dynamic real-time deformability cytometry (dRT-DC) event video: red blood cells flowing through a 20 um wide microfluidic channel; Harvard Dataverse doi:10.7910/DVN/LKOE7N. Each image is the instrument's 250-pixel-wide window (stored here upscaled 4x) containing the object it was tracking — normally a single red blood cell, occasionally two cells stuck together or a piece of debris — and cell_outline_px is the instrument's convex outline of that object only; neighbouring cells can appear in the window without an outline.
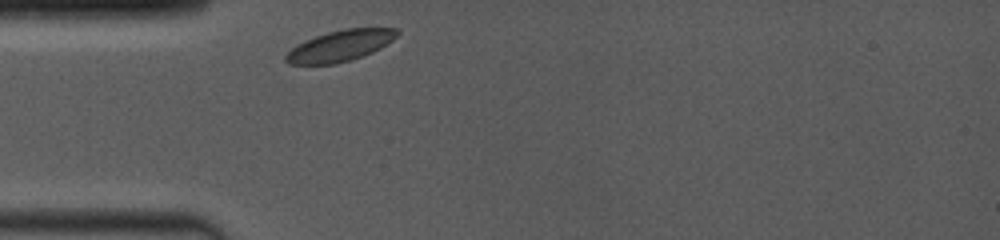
{"species": "common noctule bat (a hibernating species)", "species_latin": "Nyctalus noctula", "temperature_condition": "room temperature", "stored_images_in_passage": 9, "camera_frame_rate_fps": 4000, "um_per_image_px": 0.085, "animal": {"sex": "female", "body_mass_g": 19.0, "forearm_length_mm": 53.3}, "frame": {"image": 1, "passage_image": 1, "time_ms": 0.0, "image_size_px": [1000, 240], "cell_outline_px": [[400, 32], [392, 40], [380, 48], [372, 52], [336, 64], [288, 64], [284, 60], [284, 56], [292, 48], [304, 40], [328, 32], [344, 28], [396, 28]], "centroid_in_image_um": [28.89, 3.88], "position_along_channel_um": 56.1, "area_um2": 19.94}}
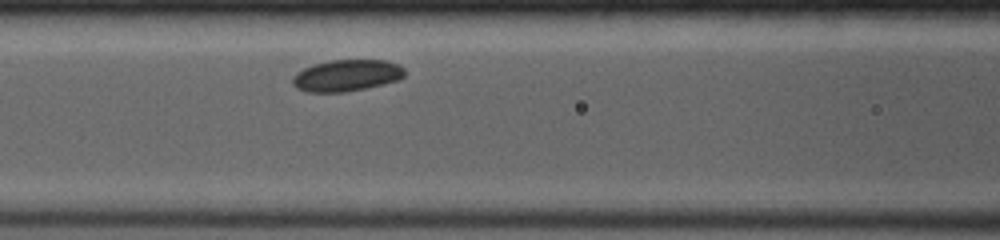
{"frame": {"image": 2, "passage_image": 7, "time_ms": 2.25, "image_size_px": [1000, 240], "cell_outline_px": [[404, 76], [396, 80], [364, 88], [344, 92], [308, 92], [296, 88], [292, 84], [292, 76], [296, 72], [304, 68], [316, 64], [332, 60], [384, 60], [396, 64], [404, 68]], "centroid_in_image_um": [29.41, 6.41], "position_along_channel_um": 137.2, "area_um2": 20.35}}
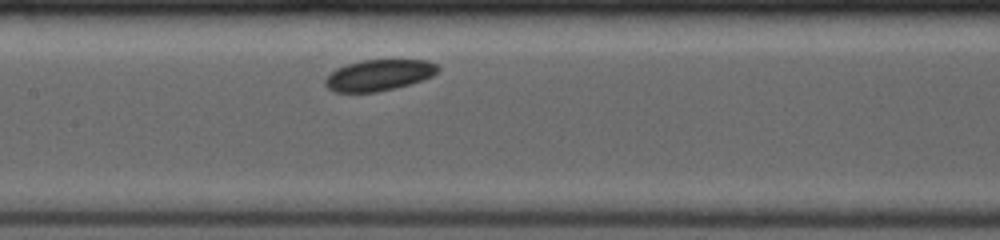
{"frame": {"image": 3, "passage_image": 9, "time_ms": 3.25, "image_size_px": [1000, 240], "cell_outline_px": [[440, 68], [432, 76], [396, 88], [376, 92], [332, 92], [324, 84], [324, 80], [336, 68], [348, 64], [364, 60], [428, 60], [436, 64]], "centroid_in_image_um": [32.18, 6.39], "position_along_channel_um": 175.2, "area_um2": 20.29}}